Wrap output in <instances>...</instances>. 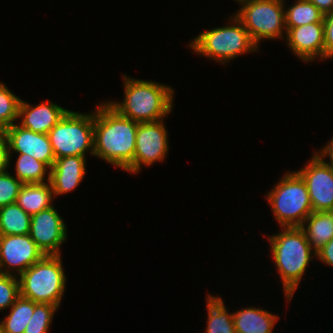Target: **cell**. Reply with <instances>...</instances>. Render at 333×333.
Segmentation results:
<instances>
[{
  "label": "cell",
  "mask_w": 333,
  "mask_h": 333,
  "mask_svg": "<svg viewBox=\"0 0 333 333\" xmlns=\"http://www.w3.org/2000/svg\"><path fill=\"white\" fill-rule=\"evenodd\" d=\"M30 225L31 215L16 203L0 208V235H26Z\"/></svg>",
  "instance_id": "44dd1931"
},
{
  "label": "cell",
  "mask_w": 333,
  "mask_h": 333,
  "mask_svg": "<svg viewBox=\"0 0 333 333\" xmlns=\"http://www.w3.org/2000/svg\"><path fill=\"white\" fill-rule=\"evenodd\" d=\"M86 156H65L55 159L50 168V184L54 197L70 193L83 180L86 173Z\"/></svg>",
  "instance_id": "2e32d148"
},
{
  "label": "cell",
  "mask_w": 333,
  "mask_h": 333,
  "mask_svg": "<svg viewBox=\"0 0 333 333\" xmlns=\"http://www.w3.org/2000/svg\"><path fill=\"white\" fill-rule=\"evenodd\" d=\"M94 113V156L126 170L134 161L137 121L120 115L108 102Z\"/></svg>",
  "instance_id": "6da1fadb"
},
{
  "label": "cell",
  "mask_w": 333,
  "mask_h": 333,
  "mask_svg": "<svg viewBox=\"0 0 333 333\" xmlns=\"http://www.w3.org/2000/svg\"><path fill=\"white\" fill-rule=\"evenodd\" d=\"M30 237L45 255H61L67 227L54 206L31 216Z\"/></svg>",
  "instance_id": "7c38bea8"
},
{
  "label": "cell",
  "mask_w": 333,
  "mask_h": 333,
  "mask_svg": "<svg viewBox=\"0 0 333 333\" xmlns=\"http://www.w3.org/2000/svg\"><path fill=\"white\" fill-rule=\"evenodd\" d=\"M56 159L65 156H94V113L68 110L47 133Z\"/></svg>",
  "instance_id": "52a82bcc"
},
{
  "label": "cell",
  "mask_w": 333,
  "mask_h": 333,
  "mask_svg": "<svg viewBox=\"0 0 333 333\" xmlns=\"http://www.w3.org/2000/svg\"><path fill=\"white\" fill-rule=\"evenodd\" d=\"M301 228L315 252L333 238V212H312Z\"/></svg>",
  "instance_id": "d6986e66"
},
{
  "label": "cell",
  "mask_w": 333,
  "mask_h": 333,
  "mask_svg": "<svg viewBox=\"0 0 333 333\" xmlns=\"http://www.w3.org/2000/svg\"><path fill=\"white\" fill-rule=\"evenodd\" d=\"M324 59L333 58V12L324 15Z\"/></svg>",
  "instance_id": "f1b7e54d"
},
{
  "label": "cell",
  "mask_w": 333,
  "mask_h": 333,
  "mask_svg": "<svg viewBox=\"0 0 333 333\" xmlns=\"http://www.w3.org/2000/svg\"><path fill=\"white\" fill-rule=\"evenodd\" d=\"M18 278L21 296L36 303L60 306L66 286L61 255H45Z\"/></svg>",
  "instance_id": "5b68a950"
},
{
  "label": "cell",
  "mask_w": 333,
  "mask_h": 333,
  "mask_svg": "<svg viewBox=\"0 0 333 333\" xmlns=\"http://www.w3.org/2000/svg\"><path fill=\"white\" fill-rule=\"evenodd\" d=\"M44 256L29 234L0 235V265L4 274L14 275L16 269L20 276Z\"/></svg>",
  "instance_id": "8fae6325"
},
{
  "label": "cell",
  "mask_w": 333,
  "mask_h": 333,
  "mask_svg": "<svg viewBox=\"0 0 333 333\" xmlns=\"http://www.w3.org/2000/svg\"><path fill=\"white\" fill-rule=\"evenodd\" d=\"M9 167V150L7 138L3 130H0V173Z\"/></svg>",
  "instance_id": "f546056e"
},
{
  "label": "cell",
  "mask_w": 333,
  "mask_h": 333,
  "mask_svg": "<svg viewBox=\"0 0 333 333\" xmlns=\"http://www.w3.org/2000/svg\"><path fill=\"white\" fill-rule=\"evenodd\" d=\"M227 26L201 32L189 43L193 52L219 63H227L241 54L258 51L242 22L234 15Z\"/></svg>",
  "instance_id": "277c9868"
},
{
  "label": "cell",
  "mask_w": 333,
  "mask_h": 333,
  "mask_svg": "<svg viewBox=\"0 0 333 333\" xmlns=\"http://www.w3.org/2000/svg\"><path fill=\"white\" fill-rule=\"evenodd\" d=\"M310 162L296 171L304 180L313 212L333 211V168L317 152Z\"/></svg>",
  "instance_id": "30bf717a"
},
{
  "label": "cell",
  "mask_w": 333,
  "mask_h": 333,
  "mask_svg": "<svg viewBox=\"0 0 333 333\" xmlns=\"http://www.w3.org/2000/svg\"><path fill=\"white\" fill-rule=\"evenodd\" d=\"M9 150V164L11 153L28 154L45 163L51 168L55 162V156L47 134L37 133L17 125L5 128ZM12 151V152H11Z\"/></svg>",
  "instance_id": "4fadbf2b"
},
{
  "label": "cell",
  "mask_w": 333,
  "mask_h": 333,
  "mask_svg": "<svg viewBox=\"0 0 333 333\" xmlns=\"http://www.w3.org/2000/svg\"><path fill=\"white\" fill-rule=\"evenodd\" d=\"M288 47L305 63L314 59L324 60V23L315 22L286 31Z\"/></svg>",
  "instance_id": "5bb4252c"
},
{
  "label": "cell",
  "mask_w": 333,
  "mask_h": 333,
  "mask_svg": "<svg viewBox=\"0 0 333 333\" xmlns=\"http://www.w3.org/2000/svg\"><path fill=\"white\" fill-rule=\"evenodd\" d=\"M68 110L52 101H44L37 106L21 99L18 108L19 125L25 129L47 134L53 126L65 115Z\"/></svg>",
  "instance_id": "9a60e30c"
},
{
  "label": "cell",
  "mask_w": 333,
  "mask_h": 333,
  "mask_svg": "<svg viewBox=\"0 0 333 333\" xmlns=\"http://www.w3.org/2000/svg\"><path fill=\"white\" fill-rule=\"evenodd\" d=\"M324 15L333 12V0H309Z\"/></svg>",
  "instance_id": "1f68e13d"
},
{
  "label": "cell",
  "mask_w": 333,
  "mask_h": 333,
  "mask_svg": "<svg viewBox=\"0 0 333 333\" xmlns=\"http://www.w3.org/2000/svg\"><path fill=\"white\" fill-rule=\"evenodd\" d=\"M315 257L319 258L324 264L333 267V238L316 252Z\"/></svg>",
  "instance_id": "4dcf8cb0"
},
{
  "label": "cell",
  "mask_w": 333,
  "mask_h": 333,
  "mask_svg": "<svg viewBox=\"0 0 333 333\" xmlns=\"http://www.w3.org/2000/svg\"><path fill=\"white\" fill-rule=\"evenodd\" d=\"M8 173H0V208L16 202L22 182Z\"/></svg>",
  "instance_id": "83f0119b"
},
{
  "label": "cell",
  "mask_w": 333,
  "mask_h": 333,
  "mask_svg": "<svg viewBox=\"0 0 333 333\" xmlns=\"http://www.w3.org/2000/svg\"><path fill=\"white\" fill-rule=\"evenodd\" d=\"M278 315L256 307H248L233 313L236 333H272Z\"/></svg>",
  "instance_id": "ac0fdd59"
},
{
  "label": "cell",
  "mask_w": 333,
  "mask_h": 333,
  "mask_svg": "<svg viewBox=\"0 0 333 333\" xmlns=\"http://www.w3.org/2000/svg\"><path fill=\"white\" fill-rule=\"evenodd\" d=\"M1 274H3V271H2V269H1V265H0V275H1Z\"/></svg>",
  "instance_id": "836d02e7"
},
{
  "label": "cell",
  "mask_w": 333,
  "mask_h": 333,
  "mask_svg": "<svg viewBox=\"0 0 333 333\" xmlns=\"http://www.w3.org/2000/svg\"><path fill=\"white\" fill-rule=\"evenodd\" d=\"M58 306L34 302V312L24 333H47Z\"/></svg>",
  "instance_id": "484cf974"
},
{
  "label": "cell",
  "mask_w": 333,
  "mask_h": 333,
  "mask_svg": "<svg viewBox=\"0 0 333 333\" xmlns=\"http://www.w3.org/2000/svg\"><path fill=\"white\" fill-rule=\"evenodd\" d=\"M47 175V183L22 184L19 190L15 203L31 216L53 206L54 193L50 184V172Z\"/></svg>",
  "instance_id": "e0dca14e"
},
{
  "label": "cell",
  "mask_w": 333,
  "mask_h": 333,
  "mask_svg": "<svg viewBox=\"0 0 333 333\" xmlns=\"http://www.w3.org/2000/svg\"><path fill=\"white\" fill-rule=\"evenodd\" d=\"M208 320L206 333H236L233 312H228L221 297L207 296Z\"/></svg>",
  "instance_id": "ffe728a7"
},
{
  "label": "cell",
  "mask_w": 333,
  "mask_h": 333,
  "mask_svg": "<svg viewBox=\"0 0 333 333\" xmlns=\"http://www.w3.org/2000/svg\"><path fill=\"white\" fill-rule=\"evenodd\" d=\"M236 1L241 4V8L234 16L242 22L257 46L262 39L274 40L285 36L284 0Z\"/></svg>",
  "instance_id": "ba28073f"
},
{
  "label": "cell",
  "mask_w": 333,
  "mask_h": 333,
  "mask_svg": "<svg viewBox=\"0 0 333 333\" xmlns=\"http://www.w3.org/2000/svg\"><path fill=\"white\" fill-rule=\"evenodd\" d=\"M21 99L0 82V130L12 126L18 119ZM14 122V123H13Z\"/></svg>",
  "instance_id": "d4e9b609"
},
{
  "label": "cell",
  "mask_w": 333,
  "mask_h": 333,
  "mask_svg": "<svg viewBox=\"0 0 333 333\" xmlns=\"http://www.w3.org/2000/svg\"><path fill=\"white\" fill-rule=\"evenodd\" d=\"M266 198L280 227H301L313 212L307 186L296 171L284 174Z\"/></svg>",
  "instance_id": "8992f818"
},
{
  "label": "cell",
  "mask_w": 333,
  "mask_h": 333,
  "mask_svg": "<svg viewBox=\"0 0 333 333\" xmlns=\"http://www.w3.org/2000/svg\"><path fill=\"white\" fill-rule=\"evenodd\" d=\"M15 166V175L23 184L45 183L46 172L50 170L45 163L28 154H19Z\"/></svg>",
  "instance_id": "cb8c5ba5"
},
{
  "label": "cell",
  "mask_w": 333,
  "mask_h": 333,
  "mask_svg": "<svg viewBox=\"0 0 333 333\" xmlns=\"http://www.w3.org/2000/svg\"><path fill=\"white\" fill-rule=\"evenodd\" d=\"M323 158H326L327 156H329V161L327 162L332 168H333V138L331 139V141H329V143H327V145L324 146V148L319 149L318 152Z\"/></svg>",
  "instance_id": "d6a6232c"
},
{
  "label": "cell",
  "mask_w": 333,
  "mask_h": 333,
  "mask_svg": "<svg viewBox=\"0 0 333 333\" xmlns=\"http://www.w3.org/2000/svg\"><path fill=\"white\" fill-rule=\"evenodd\" d=\"M124 99L108 101L120 115L139 123L168 117L173 108L174 89L154 81L123 76Z\"/></svg>",
  "instance_id": "7a4b0ae2"
},
{
  "label": "cell",
  "mask_w": 333,
  "mask_h": 333,
  "mask_svg": "<svg viewBox=\"0 0 333 333\" xmlns=\"http://www.w3.org/2000/svg\"><path fill=\"white\" fill-rule=\"evenodd\" d=\"M281 229L279 234L270 235L268 241L283 283L285 298L289 302L316 252L301 227H281Z\"/></svg>",
  "instance_id": "3957f363"
},
{
  "label": "cell",
  "mask_w": 333,
  "mask_h": 333,
  "mask_svg": "<svg viewBox=\"0 0 333 333\" xmlns=\"http://www.w3.org/2000/svg\"><path fill=\"white\" fill-rule=\"evenodd\" d=\"M285 13L286 31L292 27H298L315 22H323L324 14L309 0H295Z\"/></svg>",
  "instance_id": "603a6c76"
},
{
  "label": "cell",
  "mask_w": 333,
  "mask_h": 333,
  "mask_svg": "<svg viewBox=\"0 0 333 333\" xmlns=\"http://www.w3.org/2000/svg\"><path fill=\"white\" fill-rule=\"evenodd\" d=\"M168 134L162 120L138 123L133 163L125 170L138 173L141 167L163 161L169 148Z\"/></svg>",
  "instance_id": "9c48e42d"
},
{
  "label": "cell",
  "mask_w": 333,
  "mask_h": 333,
  "mask_svg": "<svg viewBox=\"0 0 333 333\" xmlns=\"http://www.w3.org/2000/svg\"><path fill=\"white\" fill-rule=\"evenodd\" d=\"M10 310L0 322V333H24L34 312V302L20 295Z\"/></svg>",
  "instance_id": "7402d4cb"
},
{
  "label": "cell",
  "mask_w": 333,
  "mask_h": 333,
  "mask_svg": "<svg viewBox=\"0 0 333 333\" xmlns=\"http://www.w3.org/2000/svg\"><path fill=\"white\" fill-rule=\"evenodd\" d=\"M0 275V312L9 309L20 296V283L18 274ZM17 274V275H16Z\"/></svg>",
  "instance_id": "4316f807"
}]
</instances>
